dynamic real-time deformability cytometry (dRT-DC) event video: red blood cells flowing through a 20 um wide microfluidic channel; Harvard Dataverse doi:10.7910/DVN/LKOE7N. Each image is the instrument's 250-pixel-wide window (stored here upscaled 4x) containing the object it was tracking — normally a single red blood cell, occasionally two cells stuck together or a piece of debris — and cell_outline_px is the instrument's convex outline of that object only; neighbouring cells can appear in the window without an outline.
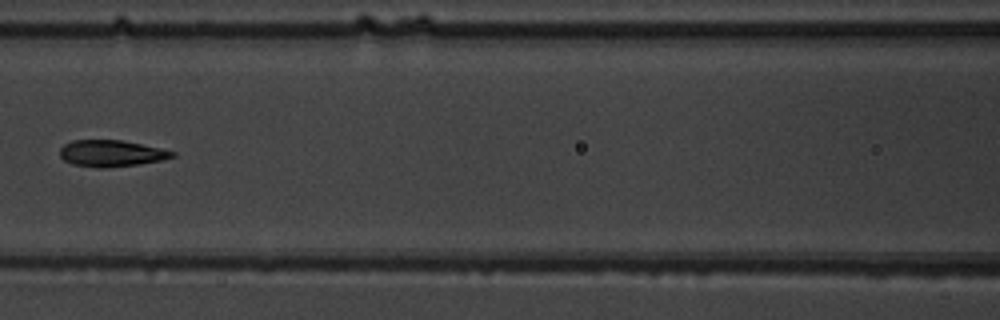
{"species": "common noctule bat (a hibernating species)", "species_latin": "Nyctalus noctula", "temperature_condition": "warm", "stored_images_in_passage": 6, "camera_frame_rate_fps": 3000, "um_per_image_px": 0.085, "animal": {"sex": "male", "body_mass_g": 19.5, "forearm_length_mm": 54.6}, "frame": {"image": 1, "passage_image": 6, "time_ms": 6.667, "image_size_px": [1000, 320], "cell_outline_px": [[176, 156], [160, 160], [140, 164], [104, 168], [96, 168], [72, 164], [64, 160], [60, 156], [60, 148], [64, 144], [72, 140], [124, 140], [160, 148], [176, 152]], "centroid_in_image_um": [9.45, 13.03], "position_along_channel_um": 157.2, "area_um2": 17.46}}